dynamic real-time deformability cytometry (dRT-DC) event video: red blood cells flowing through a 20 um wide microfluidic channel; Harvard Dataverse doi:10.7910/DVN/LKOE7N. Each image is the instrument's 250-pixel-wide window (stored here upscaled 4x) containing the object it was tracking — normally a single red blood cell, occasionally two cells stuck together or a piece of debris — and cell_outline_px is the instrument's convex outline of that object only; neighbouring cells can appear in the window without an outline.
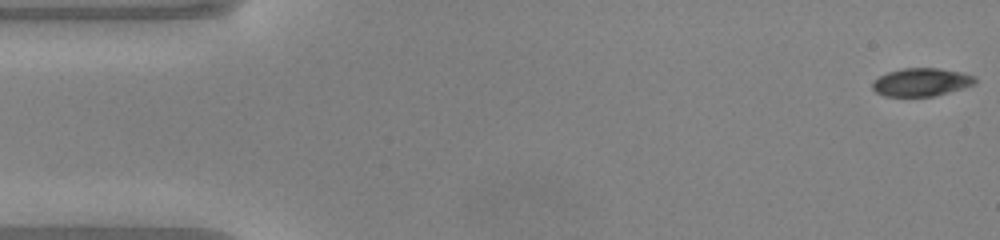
{"species": "common noctule bat (a hibernating species)", "species_latin": "Nyctalus noctula", "temperature_condition": "warm", "stored_images_in_passage": 49, "camera_frame_rate_fps": 3000, "um_per_image_px": 0.085, "animal": {"sex": "male", "body_mass_g": 20.0, "forearm_length_mm": 53.3}, "frame": {"image": 1, "passage_image": 1, "time_ms": 0.0, "image_size_px": [1000, 240], "cell_outline_px": [[976, 84], [948, 92], [932, 96], [884, 96], [876, 92], [872, 88], [872, 80], [888, 72], [900, 68], [936, 68], [960, 72], [976, 76]], "centroid_in_image_um": [78.29, 6.98], "position_along_channel_um": 6.7, "area_um2": 16.76}}
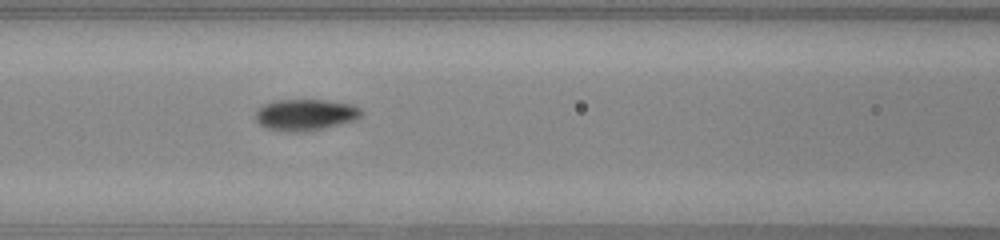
{"frame": {"image": 2, "passage_image": 20, "time_ms": 6.333, "image_size_px": [1000, 240], "cell_outline_px": [[364, 112], [360, 116], [352, 120], [324, 128], [304, 132], [296, 132], [268, 128], [260, 124], [256, 120], [256, 108], [272, 100], [324, 100], [352, 104], [360, 108]], "centroid_in_image_um": [25.94, 9.74], "position_along_channel_um": 140.7, "area_um2": 19.19}}
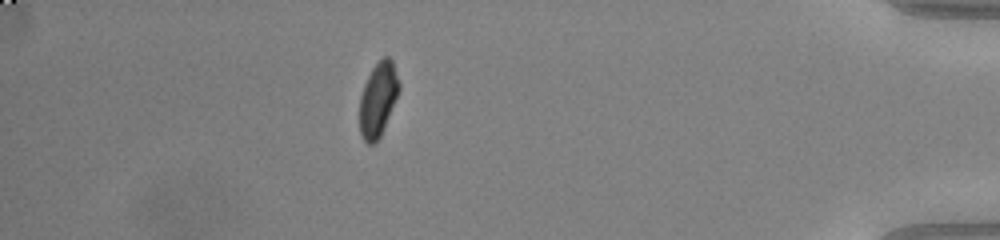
{"frame": {"image": 3, "passage_image": 43, "time_ms": 14.0, "image_size_px": [1000, 240], "cell_outline_px": [[400, 88], [384, 128], [376, 144], [368, 144], [364, 140], [360, 132], [360, 96], [364, 84], [372, 68], [384, 56], [388, 56], [392, 60], [400, 84]], "centroid_in_image_um": [32.13, 8.45], "position_along_channel_um": 403.1, "area_um2": 16.88}, "authors_computed_cell_mechanics": {"area_um2": 17.918, "velocity_mm_per_s": 4.1031, "shape_relaxation_time_tau1_ms": 3.0965, "shape_relaxation_time_tau2_ms": 1.2347, "deformation_change_tau1": 0.1386, "deformation_change_tau2": 0.0493}}